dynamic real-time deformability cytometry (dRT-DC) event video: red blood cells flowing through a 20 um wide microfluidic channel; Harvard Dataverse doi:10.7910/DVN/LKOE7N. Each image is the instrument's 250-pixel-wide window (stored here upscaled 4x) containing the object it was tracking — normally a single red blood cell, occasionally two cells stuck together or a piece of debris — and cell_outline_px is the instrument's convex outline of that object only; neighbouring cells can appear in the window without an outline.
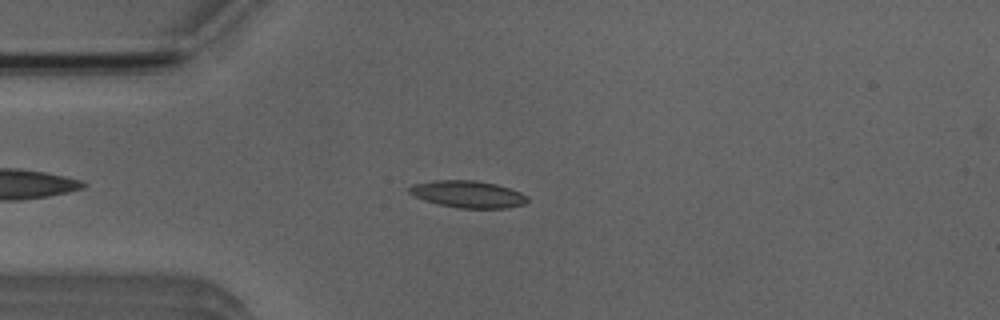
{"species": "Egyptian fruit bat (a non-hibernating species)", "species_latin": "Rousettus aegyptiacus", "temperature_condition": "room temperature", "stored_images_in_passage": 42, "camera_frame_rate_fps": 3000, "um_per_image_px": 0.085, "animal": {"sex": "male"}, "frame": {"image": 1, "passage_image": 9, "time_ms": 2.667, "image_size_px": [1000, 320], "cell_outline_px": [[528, 200], [524, 204], [508, 208], [456, 208], [424, 200], [408, 192], [408, 188], [412, 184], [432, 180], [476, 180], [496, 184], [520, 192], [528, 196]], "centroid_in_image_um": [39.77, 16.5], "position_along_channel_um": 45.2, "area_um2": 18.61}}
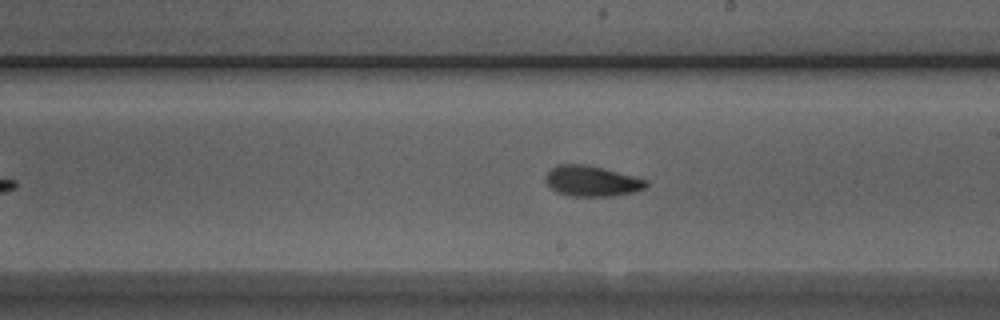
{"frame": {"image": 2, "passage_image": 25, "time_ms": 8.0, "image_size_px": [1000, 320], "cell_outline_px": [[648, 184], [644, 188], [632, 192], [612, 196], [572, 196], [556, 192], [544, 180], [544, 176], [556, 164], [584, 164], [604, 168], [648, 180]], "centroid_in_image_um": [50.27, 15.38], "position_along_channel_um": 238.7, "area_um2": 17.86}}
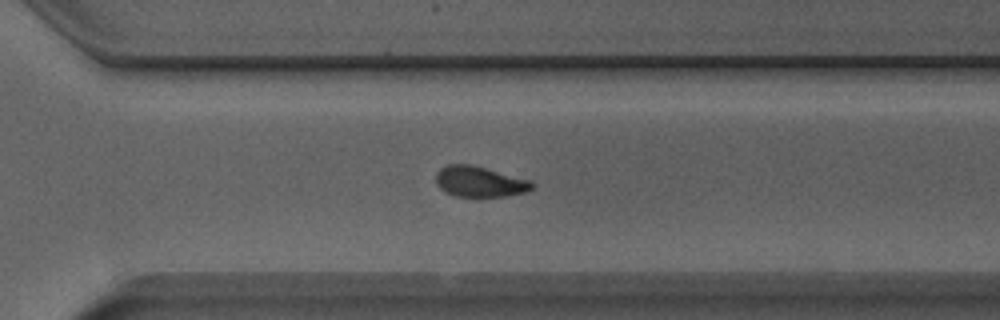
{"frame": {"image": 3, "passage_image": 32, "time_ms": 10.333, "image_size_px": [1000, 320], "cell_outline_px": [[536, 184], [532, 188], [524, 192], [504, 196], [480, 200], [456, 196], [444, 192], [436, 184], [436, 172], [440, 168], [448, 164], [472, 164], [528, 180]], "centroid_in_image_um": [40.71, 15.48], "position_along_channel_um": 329.9, "area_um2": 17.69}, "authors_computed_cell_mechanics": {"area_um2": 17.8602, "velocity_mm_per_s": 3.9113, "shape_relaxation_time_tau1_ms": 3.5095, "shape_relaxation_time_tau2_ms": 1.8642, "deformation_change_tau1": 0.1379, "deformation_change_tau2": 0.081}}